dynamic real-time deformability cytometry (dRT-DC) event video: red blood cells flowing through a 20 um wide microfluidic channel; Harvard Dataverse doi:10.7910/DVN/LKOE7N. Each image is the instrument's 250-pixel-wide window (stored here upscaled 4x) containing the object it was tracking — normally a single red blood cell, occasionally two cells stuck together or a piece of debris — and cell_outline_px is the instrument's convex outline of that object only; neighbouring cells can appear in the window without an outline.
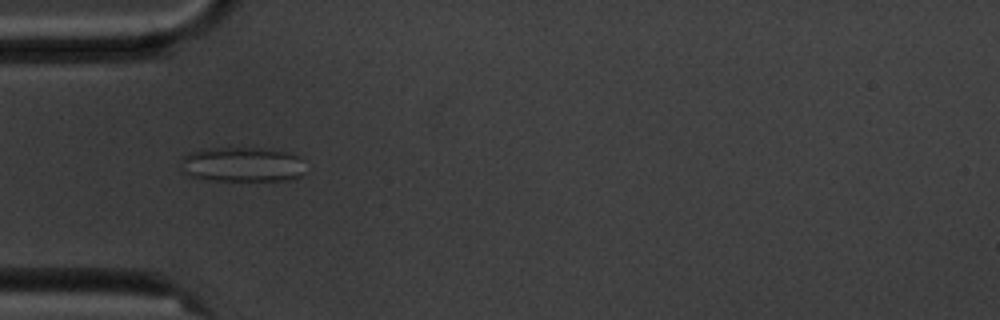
{"species": "common noctule bat (a hibernating species)", "species_latin": "Nyctalus noctula", "temperature_condition": "cold", "stored_images_in_passage": 7, "camera_frame_rate_fps": 3000, "um_per_image_px": 0.085, "animal": {"sex": "male", "body_mass_g": 20.1, "forearm_length_mm": 53.5}, "frame": {"image": 1, "passage_image": 6, "time_ms": 7.0, "image_size_px": [1000, 320], "cell_outline_px": [[304, 172], [300, 176], [288, 180], [212, 180], [188, 176], [180, 164], [184, 156], [188, 152], [212, 148], [260, 148], [288, 152], [300, 156]], "centroid_in_image_um": [20.59, 13.98], "position_along_channel_um": 64.4, "area_um2": 25.14}}
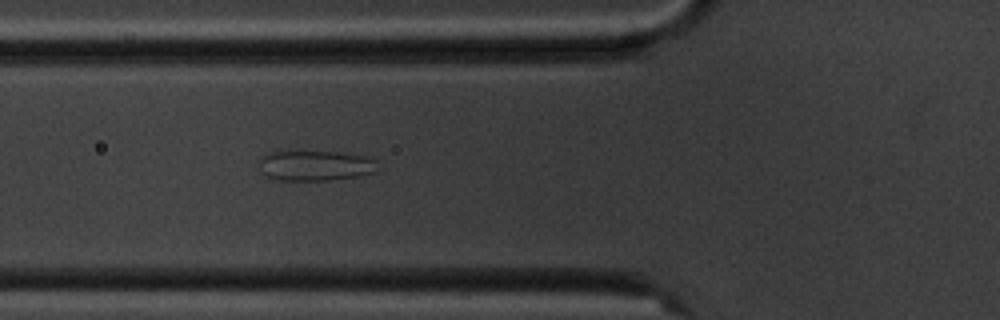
{"frame": {"image": 2, "passage_image": 7, "time_ms": 8.0, "image_size_px": [1000, 320], "cell_outline_px": [[380, 168], [376, 172], [356, 176], [328, 180], [276, 180], [264, 176], [260, 172], [260, 156], [268, 152], [296, 148], [340, 152], [364, 156], [376, 160]], "centroid_in_image_um": [26.73, 14.02], "position_along_channel_um": 99.1, "area_um2": 22.08}}